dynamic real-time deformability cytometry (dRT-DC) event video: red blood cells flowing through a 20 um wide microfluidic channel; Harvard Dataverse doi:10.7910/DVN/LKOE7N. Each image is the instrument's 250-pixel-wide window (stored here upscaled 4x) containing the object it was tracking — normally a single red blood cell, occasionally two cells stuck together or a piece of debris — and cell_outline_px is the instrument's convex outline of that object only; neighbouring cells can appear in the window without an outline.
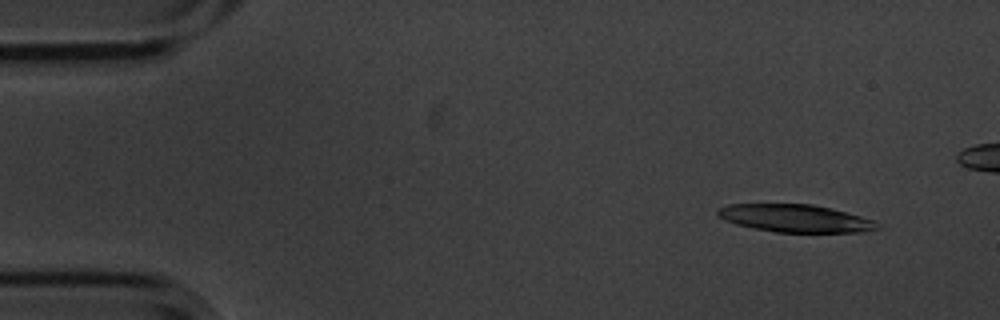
{"species": "common noctule bat (a hibernating species)", "species_latin": "Nyctalus noctula", "temperature_condition": "cold", "stored_images_in_passage": 6, "camera_frame_rate_fps": 3000, "um_per_image_px": 0.085, "animal": {"sex": "male", "body_mass_g": 20.1, "forearm_length_mm": 53.5}, "frame": {"image": 1, "passage_image": 2, "time_ms": 0.333, "image_size_px": [1000, 320], "cell_outline_px": [[880, 228], [860, 232], [776, 232], [752, 228], [736, 224], [724, 220], [716, 212], [716, 208], [728, 204], [812, 204], [832, 208], [860, 216], [872, 220]], "centroid_in_image_um": [67.54, 18.55], "position_along_channel_um": 17.5, "area_um2": 25.61}}